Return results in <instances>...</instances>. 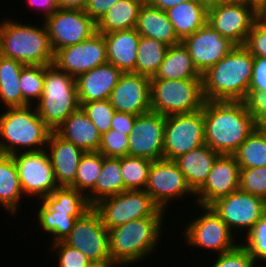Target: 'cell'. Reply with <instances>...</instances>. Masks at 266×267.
Segmentation results:
<instances>
[{
    "instance_id": "cell-52",
    "label": "cell",
    "mask_w": 266,
    "mask_h": 267,
    "mask_svg": "<svg viewBox=\"0 0 266 267\" xmlns=\"http://www.w3.org/2000/svg\"><path fill=\"white\" fill-rule=\"evenodd\" d=\"M26 2L30 8L36 7L38 10H42L44 20L59 10L56 0H27Z\"/></svg>"
},
{
    "instance_id": "cell-60",
    "label": "cell",
    "mask_w": 266,
    "mask_h": 267,
    "mask_svg": "<svg viewBox=\"0 0 266 267\" xmlns=\"http://www.w3.org/2000/svg\"><path fill=\"white\" fill-rule=\"evenodd\" d=\"M197 3H200L204 6H206L207 8H209L211 5H213V0H191Z\"/></svg>"
},
{
    "instance_id": "cell-6",
    "label": "cell",
    "mask_w": 266,
    "mask_h": 267,
    "mask_svg": "<svg viewBox=\"0 0 266 267\" xmlns=\"http://www.w3.org/2000/svg\"><path fill=\"white\" fill-rule=\"evenodd\" d=\"M43 26L5 20L2 56L24 65L53 64L54 51L44 23Z\"/></svg>"
},
{
    "instance_id": "cell-19",
    "label": "cell",
    "mask_w": 266,
    "mask_h": 267,
    "mask_svg": "<svg viewBox=\"0 0 266 267\" xmlns=\"http://www.w3.org/2000/svg\"><path fill=\"white\" fill-rule=\"evenodd\" d=\"M181 42L187 48L194 66L201 75L236 46L208 22L193 34L185 37Z\"/></svg>"
},
{
    "instance_id": "cell-16",
    "label": "cell",
    "mask_w": 266,
    "mask_h": 267,
    "mask_svg": "<svg viewBox=\"0 0 266 267\" xmlns=\"http://www.w3.org/2000/svg\"><path fill=\"white\" fill-rule=\"evenodd\" d=\"M258 18L259 8L254 5L213 4L207 22L235 45H244Z\"/></svg>"
},
{
    "instance_id": "cell-27",
    "label": "cell",
    "mask_w": 266,
    "mask_h": 267,
    "mask_svg": "<svg viewBox=\"0 0 266 267\" xmlns=\"http://www.w3.org/2000/svg\"><path fill=\"white\" fill-rule=\"evenodd\" d=\"M220 154L204 144L176 158L190 188L196 192L205 182Z\"/></svg>"
},
{
    "instance_id": "cell-56",
    "label": "cell",
    "mask_w": 266,
    "mask_h": 267,
    "mask_svg": "<svg viewBox=\"0 0 266 267\" xmlns=\"http://www.w3.org/2000/svg\"><path fill=\"white\" fill-rule=\"evenodd\" d=\"M213 4L251 5V0H213Z\"/></svg>"
},
{
    "instance_id": "cell-58",
    "label": "cell",
    "mask_w": 266,
    "mask_h": 267,
    "mask_svg": "<svg viewBox=\"0 0 266 267\" xmlns=\"http://www.w3.org/2000/svg\"><path fill=\"white\" fill-rule=\"evenodd\" d=\"M5 20L3 19L0 22V56L2 55V42H3V33H4Z\"/></svg>"
},
{
    "instance_id": "cell-49",
    "label": "cell",
    "mask_w": 266,
    "mask_h": 267,
    "mask_svg": "<svg viewBox=\"0 0 266 267\" xmlns=\"http://www.w3.org/2000/svg\"><path fill=\"white\" fill-rule=\"evenodd\" d=\"M248 90L266 92V57L253 56L252 78Z\"/></svg>"
},
{
    "instance_id": "cell-53",
    "label": "cell",
    "mask_w": 266,
    "mask_h": 267,
    "mask_svg": "<svg viewBox=\"0 0 266 267\" xmlns=\"http://www.w3.org/2000/svg\"><path fill=\"white\" fill-rule=\"evenodd\" d=\"M59 9L85 10L88 0H56Z\"/></svg>"
},
{
    "instance_id": "cell-45",
    "label": "cell",
    "mask_w": 266,
    "mask_h": 267,
    "mask_svg": "<svg viewBox=\"0 0 266 267\" xmlns=\"http://www.w3.org/2000/svg\"><path fill=\"white\" fill-rule=\"evenodd\" d=\"M212 267H256V262L248 250L241 244L227 252L218 254Z\"/></svg>"
},
{
    "instance_id": "cell-30",
    "label": "cell",
    "mask_w": 266,
    "mask_h": 267,
    "mask_svg": "<svg viewBox=\"0 0 266 267\" xmlns=\"http://www.w3.org/2000/svg\"><path fill=\"white\" fill-rule=\"evenodd\" d=\"M145 0H119L96 23V32L110 33L136 27Z\"/></svg>"
},
{
    "instance_id": "cell-18",
    "label": "cell",
    "mask_w": 266,
    "mask_h": 267,
    "mask_svg": "<svg viewBox=\"0 0 266 267\" xmlns=\"http://www.w3.org/2000/svg\"><path fill=\"white\" fill-rule=\"evenodd\" d=\"M166 116L150 111L138 115L129 135V155L152 161L164 158Z\"/></svg>"
},
{
    "instance_id": "cell-11",
    "label": "cell",
    "mask_w": 266,
    "mask_h": 267,
    "mask_svg": "<svg viewBox=\"0 0 266 267\" xmlns=\"http://www.w3.org/2000/svg\"><path fill=\"white\" fill-rule=\"evenodd\" d=\"M25 195L42 200L59 186L56 183L51 160L46 148L39 151L19 152L11 155Z\"/></svg>"
},
{
    "instance_id": "cell-42",
    "label": "cell",
    "mask_w": 266,
    "mask_h": 267,
    "mask_svg": "<svg viewBox=\"0 0 266 267\" xmlns=\"http://www.w3.org/2000/svg\"><path fill=\"white\" fill-rule=\"evenodd\" d=\"M243 242L242 245L256 263L259 260L266 262V213L255 223Z\"/></svg>"
},
{
    "instance_id": "cell-15",
    "label": "cell",
    "mask_w": 266,
    "mask_h": 267,
    "mask_svg": "<svg viewBox=\"0 0 266 267\" xmlns=\"http://www.w3.org/2000/svg\"><path fill=\"white\" fill-rule=\"evenodd\" d=\"M63 242L78 249L91 261L111 260L108 229L93 207L82 217L77 218L74 227Z\"/></svg>"
},
{
    "instance_id": "cell-34",
    "label": "cell",
    "mask_w": 266,
    "mask_h": 267,
    "mask_svg": "<svg viewBox=\"0 0 266 267\" xmlns=\"http://www.w3.org/2000/svg\"><path fill=\"white\" fill-rule=\"evenodd\" d=\"M168 47L161 41L140 36L135 73L149 78L154 77L164 60Z\"/></svg>"
},
{
    "instance_id": "cell-36",
    "label": "cell",
    "mask_w": 266,
    "mask_h": 267,
    "mask_svg": "<svg viewBox=\"0 0 266 267\" xmlns=\"http://www.w3.org/2000/svg\"><path fill=\"white\" fill-rule=\"evenodd\" d=\"M42 205L38 210L37 219L39 226L42 230L53 235V241H63L64 238L71 232L77 218L70 215L67 211L63 210H51L42 200H40Z\"/></svg>"
},
{
    "instance_id": "cell-21",
    "label": "cell",
    "mask_w": 266,
    "mask_h": 267,
    "mask_svg": "<svg viewBox=\"0 0 266 267\" xmlns=\"http://www.w3.org/2000/svg\"><path fill=\"white\" fill-rule=\"evenodd\" d=\"M150 81L140 74L123 73L110 94V104L118 112L135 116L150 112Z\"/></svg>"
},
{
    "instance_id": "cell-57",
    "label": "cell",
    "mask_w": 266,
    "mask_h": 267,
    "mask_svg": "<svg viewBox=\"0 0 266 267\" xmlns=\"http://www.w3.org/2000/svg\"><path fill=\"white\" fill-rule=\"evenodd\" d=\"M255 122L256 129L266 134V112L263 113Z\"/></svg>"
},
{
    "instance_id": "cell-14",
    "label": "cell",
    "mask_w": 266,
    "mask_h": 267,
    "mask_svg": "<svg viewBox=\"0 0 266 267\" xmlns=\"http://www.w3.org/2000/svg\"><path fill=\"white\" fill-rule=\"evenodd\" d=\"M54 53L90 38L96 22L83 10L59 9L43 21Z\"/></svg>"
},
{
    "instance_id": "cell-3",
    "label": "cell",
    "mask_w": 266,
    "mask_h": 267,
    "mask_svg": "<svg viewBox=\"0 0 266 267\" xmlns=\"http://www.w3.org/2000/svg\"><path fill=\"white\" fill-rule=\"evenodd\" d=\"M164 210L153 217L132 220L108 230L111 260L120 267L145 260L154 252L162 235ZM159 240V241H158Z\"/></svg>"
},
{
    "instance_id": "cell-61",
    "label": "cell",
    "mask_w": 266,
    "mask_h": 267,
    "mask_svg": "<svg viewBox=\"0 0 266 267\" xmlns=\"http://www.w3.org/2000/svg\"><path fill=\"white\" fill-rule=\"evenodd\" d=\"M265 2L266 0H251V5H254L260 8Z\"/></svg>"
},
{
    "instance_id": "cell-28",
    "label": "cell",
    "mask_w": 266,
    "mask_h": 267,
    "mask_svg": "<svg viewBox=\"0 0 266 267\" xmlns=\"http://www.w3.org/2000/svg\"><path fill=\"white\" fill-rule=\"evenodd\" d=\"M165 12L181 41L203 27L208 19V8L191 0L171 7Z\"/></svg>"
},
{
    "instance_id": "cell-33",
    "label": "cell",
    "mask_w": 266,
    "mask_h": 267,
    "mask_svg": "<svg viewBox=\"0 0 266 267\" xmlns=\"http://www.w3.org/2000/svg\"><path fill=\"white\" fill-rule=\"evenodd\" d=\"M15 162L11 155L0 154V205L10 214H17L23 198Z\"/></svg>"
},
{
    "instance_id": "cell-25",
    "label": "cell",
    "mask_w": 266,
    "mask_h": 267,
    "mask_svg": "<svg viewBox=\"0 0 266 267\" xmlns=\"http://www.w3.org/2000/svg\"><path fill=\"white\" fill-rule=\"evenodd\" d=\"M55 132L84 152L98 151L100 147L101 134L81 107L72 112Z\"/></svg>"
},
{
    "instance_id": "cell-31",
    "label": "cell",
    "mask_w": 266,
    "mask_h": 267,
    "mask_svg": "<svg viewBox=\"0 0 266 267\" xmlns=\"http://www.w3.org/2000/svg\"><path fill=\"white\" fill-rule=\"evenodd\" d=\"M120 167V157H104L100 176L95 187L86 194L87 200L93 207L100 200L125 191Z\"/></svg>"
},
{
    "instance_id": "cell-55",
    "label": "cell",
    "mask_w": 266,
    "mask_h": 267,
    "mask_svg": "<svg viewBox=\"0 0 266 267\" xmlns=\"http://www.w3.org/2000/svg\"><path fill=\"white\" fill-rule=\"evenodd\" d=\"M117 263L112 260L107 261H91L86 267H117Z\"/></svg>"
},
{
    "instance_id": "cell-37",
    "label": "cell",
    "mask_w": 266,
    "mask_h": 267,
    "mask_svg": "<svg viewBox=\"0 0 266 267\" xmlns=\"http://www.w3.org/2000/svg\"><path fill=\"white\" fill-rule=\"evenodd\" d=\"M233 155L240 169L266 166V134L255 129Z\"/></svg>"
},
{
    "instance_id": "cell-2",
    "label": "cell",
    "mask_w": 266,
    "mask_h": 267,
    "mask_svg": "<svg viewBox=\"0 0 266 267\" xmlns=\"http://www.w3.org/2000/svg\"><path fill=\"white\" fill-rule=\"evenodd\" d=\"M253 55L236 45L202 75L203 95L208 101H243L252 78Z\"/></svg>"
},
{
    "instance_id": "cell-39",
    "label": "cell",
    "mask_w": 266,
    "mask_h": 267,
    "mask_svg": "<svg viewBox=\"0 0 266 267\" xmlns=\"http://www.w3.org/2000/svg\"><path fill=\"white\" fill-rule=\"evenodd\" d=\"M102 163L103 155L98 151L85 152L77 167L75 183L72 188L85 195L88 194L95 187L100 176Z\"/></svg>"
},
{
    "instance_id": "cell-51",
    "label": "cell",
    "mask_w": 266,
    "mask_h": 267,
    "mask_svg": "<svg viewBox=\"0 0 266 267\" xmlns=\"http://www.w3.org/2000/svg\"><path fill=\"white\" fill-rule=\"evenodd\" d=\"M137 116L116 111L111 121V129L130 135Z\"/></svg>"
},
{
    "instance_id": "cell-35",
    "label": "cell",
    "mask_w": 266,
    "mask_h": 267,
    "mask_svg": "<svg viewBox=\"0 0 266 267\" xmlns=\"http://www.w3.org/2000/svg\"><path fill=\"white\" fill-rule=\"evenodd\" d=\"M42 201L51 210L67 211L74 217H82L92 208L87 196L72 187H58Z\"/></svg>"
},
{
    "instance_id": "cell-23",
    "label": "cell",
    "mask_w": 266,
    "mask_h": 267,
    "mask_svg": "<svg viewBox=\"0 0 266 267\" xmlns=\"http://www.w3.org/2000/svg\"><path fill=\"white\" fill-rule=\"evenodd\" d=\"M123 72L110 63L97 66L76 78L80 105L91 101L109 100Z\"/></svg>"
},
{
    "instance_id": "cell-17",
    "label": "cell",
    "mask_w": 266,
    "mask_h": 267,
    "mask_svg": "<svg viewBox=\"0 0 266 267\" xmlns=\"http://www.w3.org/2000/svg\"><path fill=\"white\" fill-rule=\"evenodd\" d=\"M107 62L105 39L98 32L83 42L57 50L53 60L58 69L74 78Z\"/></svg>"
},
{
    "instance_id": "cell-9",
    "label": "cell",
    "mask_w": 266,
    "mask_h": 267,
    "mask_svg": "<svg viewBox=\"0 0 266 267\" xmlns=\"http://www.w3.org/2000/svg\"><path fill=\"white\" fill-rule=\"evenodd\" d=\"M205 144L203 109L186 114L166 116L164 130V159L179 156Z\"/></svg>"
},
{
    "instance_id": "cell-50",
    "label": "cell",
    "mask_w": 266,
    "mask_h": 267,
    "mask_svg": "<svg viewBox=\"0 0 266 267\" xmlns=\"http://www.w3.org/2000/svg\"><path fill=\"white\" fill-rule=\"evenodd\" d=\"M119 0H88L85 12L97 23Z\"/></svg>"
},
{
    "instance_id": "cell-8",
    "label": "cell",
    "mask_w": 266,
    "mask_h": 267,
    "mask_svg": "<svg viewBox=\"0 0 266 267\" xmlns=\"http://www.w3.org/2000/svg\"><path fill=\"white\" fill-rule=\"evenodd\" d=\"M93 208L108 230L132 220L153 217L161 210L145 190H125L100 200Z\"/></svg>"
},
{
    "instance_id": "cell-47",
    "label": "cell",
    "mask_w": 266,
    "mask_h": 267,
    "mask_svg": "<svg viewBox=\"0 0 266 267\" xmlns=\"http://www.w3.org/2000/svg\"><path fill=\"white\" fill-rule=\"evenodd\" d=\"M244 46L253 56L266 57V23L262 19L255 21Z\"/></svg>"
},
{
    "instance_id": "cell-22",
    "label": "cell",
    "mask_w": 266,
    "mask_h": 267,
    "mask_svg": "<svg viewBox=\"0 0 266 267\" xmlns=\"http://www.w3.org/2000/svg\"><path fill=\"white\" fill-rule=\"evenodd\" d=\"M46 148L59 187H72L83 150L51 131Z\"/></svg>"
},
{
    "instance_id": "cell-29",
    "label": "cell",
    "mask_w": 266,
    "mask_h": 267,
    "mask_svg": "<svg viewBox=\"0 0 266 267\" xmlns=\"http://www.w3.org/2000/svg\"><path fill=\"white\" fill-rule=\"evenodd\" d=\"M150 79H202V75L194 66L187 48L181 42L168 47L158 71Z\"/></svg>"
},
{
    "instance_id": "cell-1",
    "label": "cell",
    "mask_w": 266,
    "mask_h": 267,
    "mask_svg": "<svg viewBox=\"0 0 266 267\" xmlns=\"http://www.w3.org/2000/svg\"><path fill=\"white\" fill-rule=\"evenodd\" d=\"M205 144L221 155H233L256 129L243 101H208L203 105Z\"/></svg>"
},
{
    "instance_id": "cell-7",
    "label": "cell",
    "mask_w": 266,
    "mask_h": 267,
    "mask_svg": "<svg viewBox=\"0 0 266 267\" xmlns=\"http://www.w3.org/2000/svg\"><path fill=\"white\" fill-rule=\"evenodd\" d=\"M202 79H151V111L170 116L199 111L203 108Z\"/></svg>"
},
{
    "instance_id": "cell-12",
    "label": "cell",
    "mask_w": 266,
    "mask_h": 267,
    "mask_svg": "<svg viewBox=\"0 0 266 267\" xmlns=\"http://www.w3.org/2000/svg\"><path fill=\"white\" fill-rule=\"evenodd\" d=\"M145 191L164 211L167 210L171 201L179 200L185 195L188 197V195L196 194L188 185L177 163L164 158L152 161Z\"/></svg>"
},
{
    "instance_id": "cell-48",
    "label": "cell",
    "mask_w": 266,
    "mask_h": 267,
    "mask_svg": "<svg viewBox=\"0 0 266 267\" xmlns=\"http://www.w3.org/2000/svg\"><path fill=\"white\" fill-rule=\"evenodd\" d=\"M243 102L247 107V111L251 114L255 121L266 112V92L248 90Z\"/></svg>"
},
{
    "instance_id": "cell-59",
    "label": "cell",
    "mask_w": 266,
    "mask_h": 267,
    "mask_svg": "<svg viewBox=\"0 0 266 267\" xmlns=\"http://www.w3.org/2000/svg\"><path fill=\"white\" fill-rule=\"evenodd\" d=\"M259 18L266 23V2L259 8Z\"/></svg>"
},
{
    "instance_id": "cell-40",
    "label": "cell",
    "mask_w": 266,
    "mask_h": 267,
    "mask_svg": "<svg viewBox=\"0 0 266 267\" xmlns=\"http://www.w3.org/2000/svg\"><path fill=\"white\" fill-rule=\"evenodd\" d=\"M45 70L46 65H25L21 70L19 85L29 105H34L42 96Z\"/></svg>"
},
{
    "instance_id": "cell-20",
    "label": "cell",
    "mask_w": 266,
    "mask_h": 267,
    "mask_svg": "<svg viewBox=\"0 0 266 267\" xmlns=\"http://www.w3.org/2000/svg\"><path fill=\"white\" fill-rule=\"evenodd\" d=\"M239 184L240 167L235 156L220 154L214 161L206 182L195 192V203L210 206L217 199L239 190Z\"/></svg>"
},
{
    "instance_id": "cell-41",
    "label": "cell",
    "mask_w": 266,
    "mask_h": 267,
    "mask_svg": "<svg viewBox=\"0 0 266 267\" xmlns=\"http://www.w3.org/2000/svg\"><path fill=\"white\" fill-rule=\"evenodd\" d=\"M81 108L101 135L111 130V121L116 110L109 100L82 103Z\"/></svg>"
},
{
    "instance_id": "cell-26",
    "label": "cell",
    "mask_w": 266,
    "mask_h": 267,
    "mask_svg": "<svg viewBox=\"0 0 266 267\" xmlns=\"http://www.w3.org/2000/svg\"><path fill=\"white\" fill-rule=\"evenodd\" d=\"M135 29L140 36L161 41L167 46L181 43L166 12L146 1L140 8Z\"/></svg>"
},
{
    "instance_id": "cell-10",
    "label": "cell",
    "mask_w": 266,
    "mask_h": 267,
    "mask_svg": "<svg viewBox=\"0 0 266 267\" xmlns=\"http://www.w3.org/2000/svg\"><path fill=\"white\" fill-rule=\"evenodd\" d=\"M204 212L185 225L186 245L205 248L221 254L234 249L238 244L236 236L211 206L198 205ZM233 234V235H232ZM235 238V239H234ZM236 243V244H235Z\"/></svg>"
},
{
    "instance_id": "cell-44",
    "label": "cell",
    "mask_w": 266,
    "mask_h": 267,
    "mask_svg": "<svg viewBox=\"0 0 266 267\" xmlns=\"http://www.w3.org/2000/svg\"><path fill=\"white\" fill-rule=\"evenodd\" d=\"M104 157H124L129 155V135L117 132L113 129L101 135V143L98 149Z\"/></svg>"
},
{
    "instance_id": "cell-38",
    "label": "cell",
    "mask_w": 266,
    "mask_h": 267,
    "mask_svg": "<svg viewBox=\"0 0 266 267\" xmlns=\"http://www.w3.org/2000/svg\"><path fill=\"white\" fill-rule=\"evenodd\" d=\"M152 160L126 155L120 157V167L126 190H145Z\"/></svg>"
},
{
    "instance_id": "cell-13",
    "label": "cell",
    "mask_w": 266,
    "mask_h": 267,
    "mask_svg": "<svg viewBox=\"0 0 266 267\" xmlns=\"http://www.w3.org/2000/svg\"><path fill=\"white\" fill-rule=\"evenodd\" d=\"M210 206L232 233L238 230L242 233V231L247 230L245 235L252 230L255 223L266 213L265 199L243 192L240 189L217 199Z\"/></svg>"
},
{
    "instance_id": "cell-24",
    "label": "cell",
    "mask_w": 266,
    "mask_h": 267,
    "mask_svg": "<svg viewBox=\"0 0 266 267\" xmlns=\"http://www.w3.org/2000/svg\"><path fill=\"white\" fill-rule=\"evenodd\" d=\"M101 34H103L106 43L108 63L123 73H135L137 48L140 40V35L136 29Z\"/></svg>"
},
{
    "instance_id": "cell-4",
    "label": "cell",
    "mask_w": 266,
    "mask_h": 267,
    "mask_svg": "<svg viewBox=\"0 0 266 267\" xmlns=\"http://www.w3.org/2000/svg\"><path fill=\"white\" fill-rule=\"evenodd\" d=\"M32 106L5 108L0 114V154L13 155L46 148L51 130Z\"/></svg>"
},
{
    "instance_id": "cell-32",
    "label": "cell",
    "mask_w": 266,
    "mask_h": 267,
    "mask_svg": "<svg viewBox=\"0 0 266 267\" xmlns=\"http://www.w3.org/2000/svg\"><path fill=\"white\" fill-rule=\"evenodd\" d=\"M25 65L12 58L0 56V101L7 108L25 107L19 85L21 70Z\"/></svg>"
},
{
    "instance_id": "cell-54",
    "label": "cell",
    "mask_w": 266,
    "mask_h": 267,
    "mask_svg": "<svg viewBox=\"0 0 266 267\" xmlns=\"http://www.w3.org/2000/svg\"><path fill=\"white\" fill-rule=\"evenodd\" d=\"M145 1L156 8L166 11L167 9L174 7L182 2H186L188 0H145Z\"/></svg>"
},
{
    "instance_id": "cell-5",
    "label": "cell",
    "mask_w": 266,
    "mask_h": 267,
    "mask_svg": "<svg viewBox=\"0 0 266 267\" xmlns=\"http://www.w3.org/2000/svg\"><path fill=\"white\" fill-rule=\"evenodd\" d=\"M36 103L34 107L39 117L51 131H56L81 107L76 78L54 64L46 65L43 93Z\"/></svg>"
},
{
    "instance_id": "cell-46",
    "label": "cell",
    "mask_w": 266,
    "mask_h": 267,
    "mask_svg": "<svg viewBox=\"0 0 266 267\" xmlns=\"http://www.w3.org/2000/svg\"><path fill=\"white\" fill-rule=\"evenodd\" d=\"M51 245V250L58 256L59 267H86L91 260L85 254L80 252L63 241L54 242Z\"/></svg>"
},
{
    "instance_id": "cell-43",
    "label": "cell",
    "mask_w": 266,
    "mask_h": 267,
    "mask_svg": "<svg viewBox=\"0 0 266 267\" xmlns=\"http://www.w3.org/2000/svg\"><path fill=\"white\" fill-rule=\"evenodd\" d=\"M239 189L266 200V166L240 169Z\"/></svg>"
}]
</instances>
